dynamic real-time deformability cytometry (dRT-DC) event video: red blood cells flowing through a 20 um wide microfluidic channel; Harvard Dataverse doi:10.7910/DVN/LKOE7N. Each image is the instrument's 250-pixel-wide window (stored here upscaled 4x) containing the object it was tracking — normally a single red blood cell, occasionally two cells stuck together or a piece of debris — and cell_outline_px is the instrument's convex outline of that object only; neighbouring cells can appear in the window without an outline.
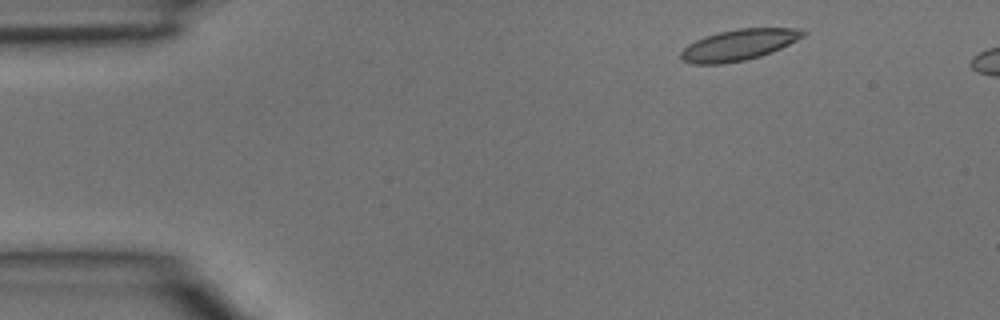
{"species": "common noctule bat (a hibernating species)", "species_latin": "Nyctalus noctula", "temperature_condition": "room temperature", "stored_images_in_passage": 3, "camera_frame_rate_fps": 3000, "um_per_image_px": 0.085, "animal": {"sex": "male", "body_mass_g": 15.6}, "frame": {"image": 1, "passage_image": 1, "time_ms": 0.0, "image_size_px": [1000, 320], "cell_outline_px": [[808, 32], [804, 36], [772, 52], [760, 56], [744, 60], [720, 64], [692, 64], [684, 60], [680, 56], [680, 52], [688, 44], [704, 36], [736, 28], [800, 28]], "centroid_in_image_um": [62.8, 3.8], "position_along_channel_um": 22.2, "area_um2": 22.02}}